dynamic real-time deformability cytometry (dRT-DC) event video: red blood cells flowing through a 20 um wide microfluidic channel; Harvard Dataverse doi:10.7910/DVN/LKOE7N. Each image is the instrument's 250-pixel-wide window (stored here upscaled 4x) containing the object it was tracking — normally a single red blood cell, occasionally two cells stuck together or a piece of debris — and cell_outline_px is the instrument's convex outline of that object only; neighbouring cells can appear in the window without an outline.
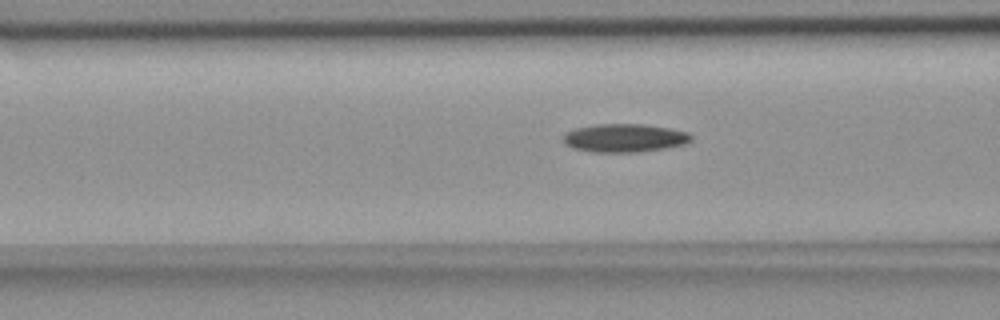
{"species": "common noctule bat (a hibernating species)", "species_latin": "Nyctalus noctula", "temperature_condition": "room temperature", "stored_images_in_passage": 25, "camera_frame_rate_fps": 3000, "um_per_image_px": 0.085, "animal": {"sex": "female", "body_mass_g": 18.4}, "frame": {"image": 1, "passage_image": 6, "time_ms": 1.667, "image_size_px": [1000, 320], "cell_outline_px": [[692, 140], [688, 144], [664, 148], [636, 152], [592, 152], [572, 148], [564, 144], [564, 132], [576, 128], [596, 124], [644, 124], [668, 128], [688, 132], [692, 136]], "centroid_in_image_um": [53.08, 11.73], "position_along_channel_um": 113.5, "area_um2": 21.21}}
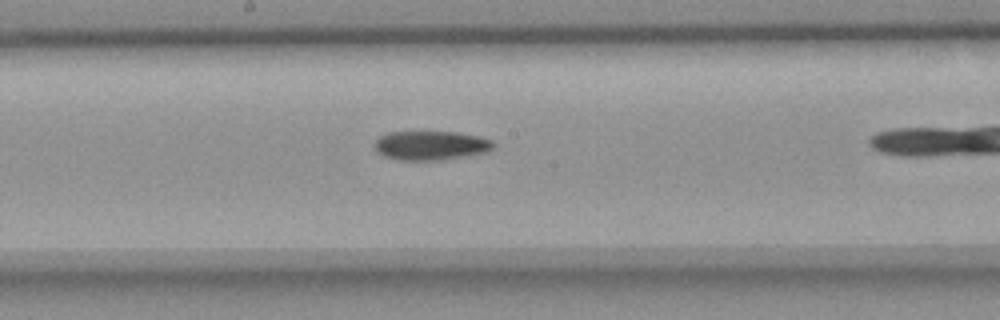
{"frame": {"image": 2, "passage_image": 14, "time_ms": 4.333, "image_size_px": [1000, 320], "cell_outline_px": [[496, 144], [488, 152], [440, 160], [396, 160], [384, 156], [376, 152], [376, 140], [380, 136], [388, 132], [452, 132], [480, 136], [492, 140]], "centroid_in_image_um": [36.63, 12.37], "position_along_channel_um": 211.6, "area_um2": 20.17}}
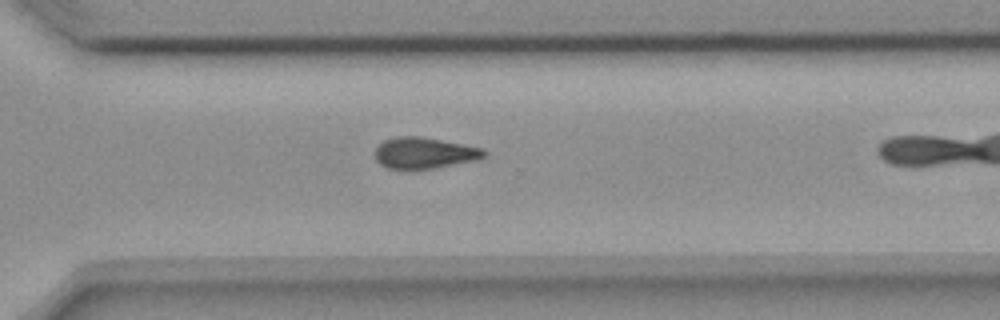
{"frame": {"image": 3, "passage_image": 24, "time_ms": 7.667, "image_size_px": [1000, 320], "cell_outline_px": [[488, 156], [480, 160], [432, 168], [388, 168], [380, 164], [376, 160], [376, 148], [384, 140], [396, 136], [420, 136], [484, 148], [488, 152]], "centroid_in_image_um": [36.14, 12.99], "position_along_channel_um": 334.5, "area_um2": 19.83}}